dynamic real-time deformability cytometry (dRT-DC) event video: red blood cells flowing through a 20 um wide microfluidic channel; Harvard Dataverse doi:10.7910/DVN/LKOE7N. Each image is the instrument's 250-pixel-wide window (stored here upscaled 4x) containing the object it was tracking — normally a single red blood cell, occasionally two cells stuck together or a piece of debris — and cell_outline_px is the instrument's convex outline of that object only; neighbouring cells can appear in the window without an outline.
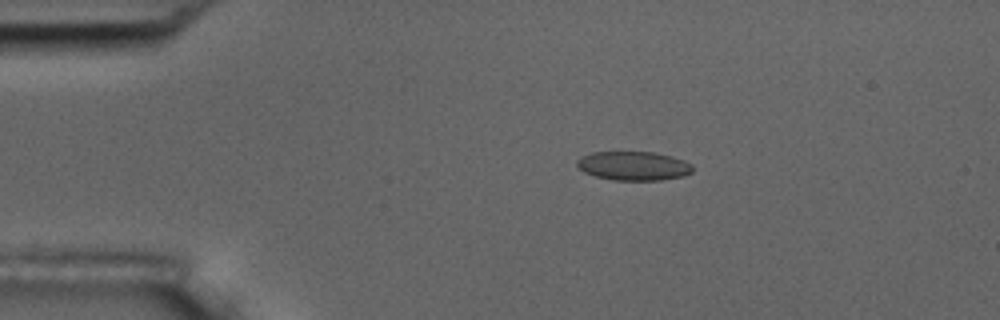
{"species": "common noctule bat (a hibernating species)", "species_latin": "Nyctalus noctula", "temperature_condition": "room temperature", "stored_images_in_passage": 13, "camera_frame_rate_fps": 3000, "um_per_image_px": 0.085, "animal": {"sex": "male", "body_mass_g": 17.5, "forearm_length_mm": 52.3}, "frame": {"image": 1, "passage_image": 1, "time_ms": 0.0, "image_size_px": [1000, 320], "cell_outline_px": [[692, 172], [684, 176], [660, 180], [612, 180], [596, 176], [584, 172], [576, 164], [576, 160], [580, 156], [592, 152], [656, 152], [672, 156], [684, 160], [692, 164]], "centroid_in_image_um": [53.85, 14.09], "position_along_channel_um": 31.1, "area_um2": 19.65}}
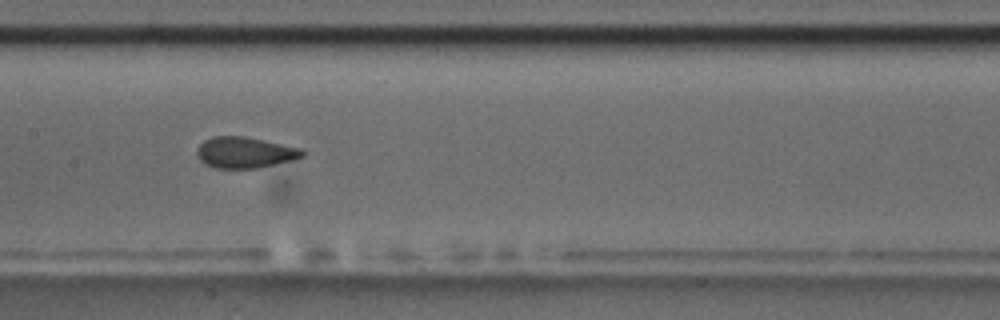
{"frame": {"image": 2, "passage_image": 6, "time_ms": 1.667, "image_size_px": [1000, 320], "cell_outline_px": [[308, 152], [304, 156], [296, 160], [256, 168], [216, 168], [204, 164], [196, 156], [196, 148], [204, 140], [212, 136], [244, 136], [264, 140], [300, 148]], "centroid_in_image_um": [20.82, 12.96], "position_along_channel_um": 186.6, "area_um2": 19.36}}
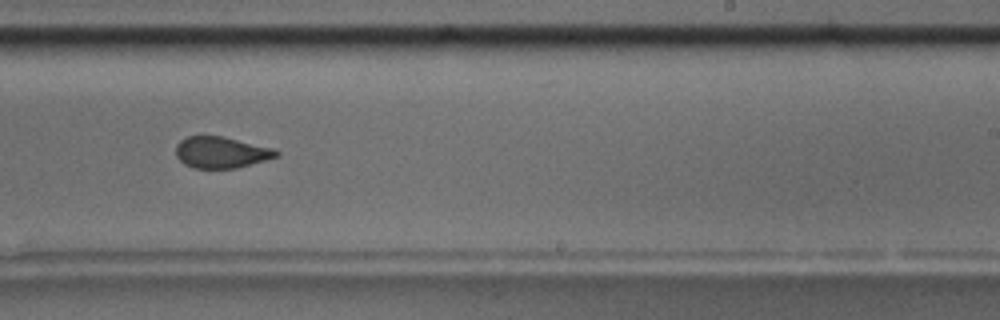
{"frame": {"image": 3, "passage_image": 8, "time_ms": 2.333, "image_size_px": [1000, 320], "cell_outline_px": [[280, 156], [236, 168], [192, 168], [184, 164], [176, 156], [176, 144], [180, 140], [188, 136], [224, 136], [276, 148], [280, 152]], "centroid_in_image_um": [18.83, 12.94], "position_along_channel_um": 270.2, "area_um2": 18.61}}